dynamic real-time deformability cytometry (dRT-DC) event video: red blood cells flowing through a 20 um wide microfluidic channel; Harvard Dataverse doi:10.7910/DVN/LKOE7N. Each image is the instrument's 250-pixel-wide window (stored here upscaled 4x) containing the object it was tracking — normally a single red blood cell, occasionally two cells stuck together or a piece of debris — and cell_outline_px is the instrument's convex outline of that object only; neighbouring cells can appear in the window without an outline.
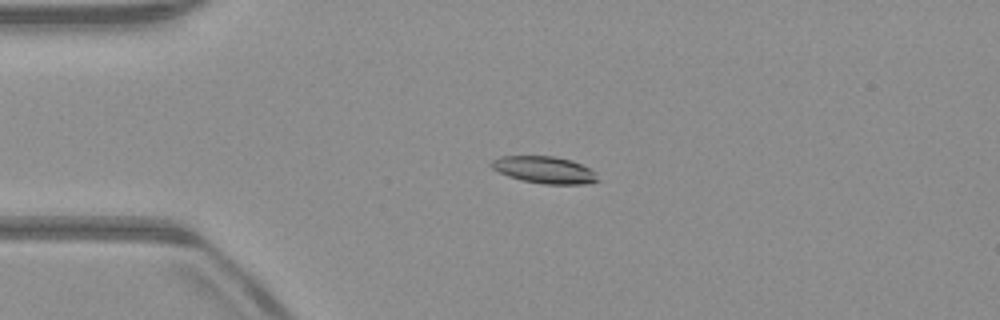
{"species": "common noctule bat (a hibernating species)", "species_latin": "Nyctalus noctula", "temperature_condition": "warm", "stored_images_in_passage": 42, "camera_frame_rate_fps": 3000, "um_per_image_px": 0.085, "animal": {"sex": "male", "body_mass_g": 23.1, "forearm_length_mm": 52.7}, "frame": {"image": 1, "passage_image": 2, "time_ms": 0.333, "image_size_px": [1000, 320], "cell_outline_px": [[600, 180], [588, 184], [544, 184], [524, 180], [508, 176], [492, 168], [488, 164], [492, 160], [500, 156], [552, 156], [572, 160], [596, 172]], "centroid_in_image_um": [46.29, 14.43], "position_along_channel_um": 38.7, "area_um2": 16.7}}
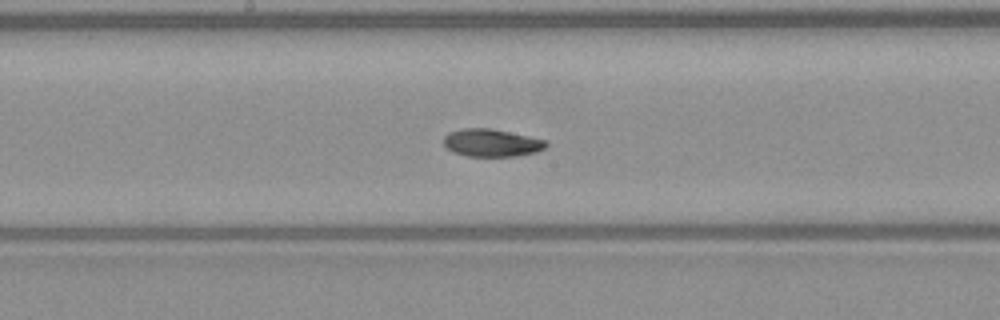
{"frame": {"image": 2, "passage_image": 17, "time_ms": 5.333, "image_size_px": [1000, 320], "cell_outline_px": [[548, 144], [544, 148], [536, 152], [516, 156], [468, 156], [452, 152], [444, 144], [444, 136], [448, 132], [460, 128], [492, 128], [548, 140]], "centroid_in_image_um": [41.79, 12.13], "position_along_channel_um": 206.4, "area_um2": 16.65}}
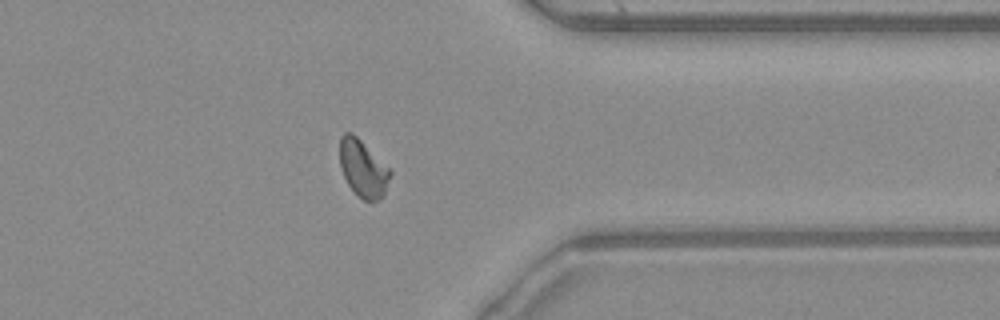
{"frame": {"image": 3, "passage_image": 31, "time_ms": 10.0, "image_size_px": [1000, 320], "cell_outline_px": [[392, 172], [384, 192], [380, 200], [372, 204], [364, 200], [348, 184], [340, 168], [340, 136], [344, 132], [352, 132]], "centroid_in_image_um": [30.84, 14.34], "position_along_channel_um": 380.6, "area_um2": 16.47}, "authors_computed_cell_mechanics": {"area_um2": 16.7909, "velocity_mm_per_s": 3.9548, "shape_relaxation_time_tau1_ms": 3.7716, "shape_relaxation_time_tau2_ms": 1.852, "deformation_change_tau1": 0.1439, "deformation_change_tau2": 0.0537}}